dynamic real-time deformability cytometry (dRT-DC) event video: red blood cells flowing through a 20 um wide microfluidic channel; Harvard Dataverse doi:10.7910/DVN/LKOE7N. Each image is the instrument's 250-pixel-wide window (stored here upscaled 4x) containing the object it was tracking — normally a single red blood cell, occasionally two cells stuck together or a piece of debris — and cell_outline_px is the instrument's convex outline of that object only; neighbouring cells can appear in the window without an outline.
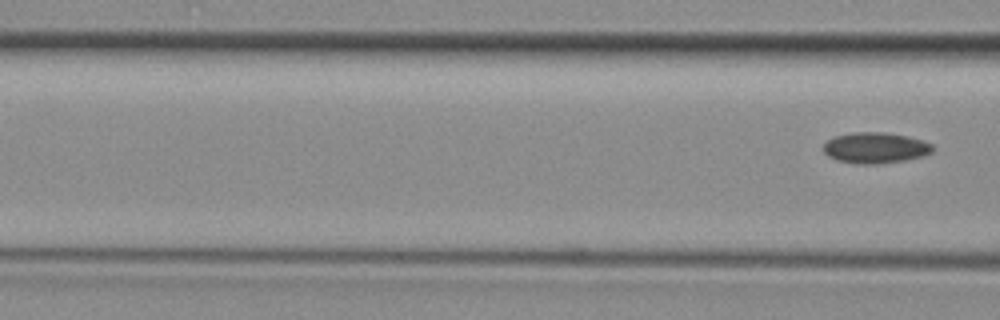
{"species": "common noctule bat (a hibernating species)", "species_latin": "Nyctalus noctula", "temperature_condition": "room temperature", "stored_images_in_passage": 5, "camera_frame_rate_fps": 3000, "um_per_image_px": 0.085, "animal": {"sex": "female", "body_mass_g": 29.2, "forearm_length_mm": 56.3}, "frame": {"image": 1, "passage_image": 5, "time_ms": 1.333, "image_size_px": [1000, 320], "cell_outline_px": [[932, 152], [924, 156], [904, 160], [880, 164], [856, 164], [836, 160], [828, 156], [824, 152], [824, 144], [828, 140], [836, 136], [852, 132], [880, 132], [908, 136], [924, 140], [932, 144]], "centroid_in_image_um": [74.41, 12.57], "position_along_channel_um": 92.2, "area_um2": 19.71}}